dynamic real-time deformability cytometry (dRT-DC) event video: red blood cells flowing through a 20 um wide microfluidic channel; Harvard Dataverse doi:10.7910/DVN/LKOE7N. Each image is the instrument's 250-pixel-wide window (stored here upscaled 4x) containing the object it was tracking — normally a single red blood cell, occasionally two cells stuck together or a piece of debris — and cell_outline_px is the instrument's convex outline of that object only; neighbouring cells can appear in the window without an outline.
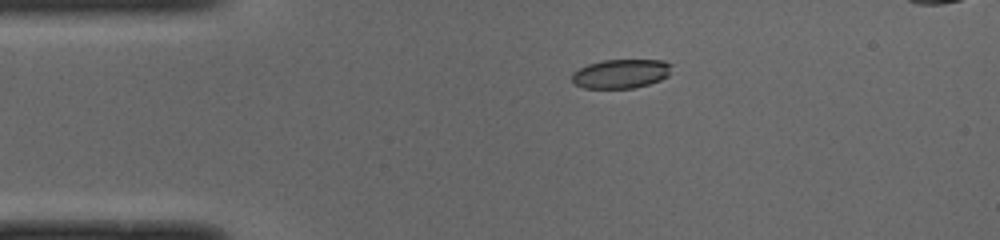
{"species": "common noctule bat (a hibernating species)", "species_latin": "Nyctalus noctula", "temperature_condition": "cold", "stored_images_in_passage": 40, "camera_frame_rate_fps": 3000, "um_per_image_px": 0.085, "animal": {"sex": "male", "body_mass_g": 19.0, "forearm_length_mm": 50.8}, "frame": {"image": 1, "passage_image": 1, "time_ms": 0.0, "image_size_px": [1000, 240], "cell_outline_px": [[672, 64], [668, 76], [660, 80], [648, 84], [632, 88], [584, 88], [576, 84], [572, 80], [572, 72], [588, 64], [604, 60], [664, 60]], "centroid_in_image_um": [52.79, 6.26], "position_along_channel_um": 32.2, "area_um2": 16.82}}
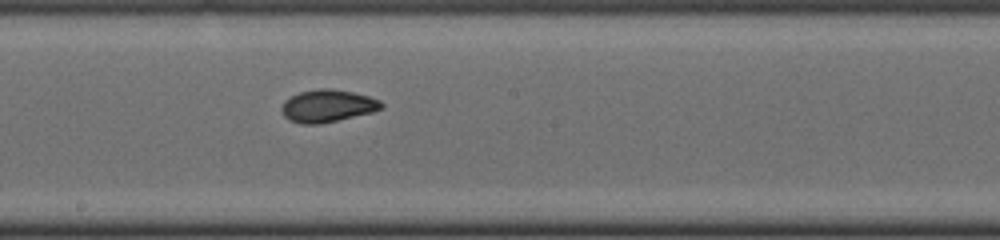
{"frame": {"image": 2, "passage_image": 18, "time_ms": 5.667, "image_size_px": [1000, 240], "cell_outline_px": [[384, 108], [372, 112], [320, 124], [300, 124], [288, 120], [284, 116], [280, 108], [284, 100], [300, 92], [320, 88], [332, 88], [352, 92], [368, 96], [380, 100], [384, 104]], "centroid_in_image_um": [27.83, 9.0], "position_along_channel_um": 220.4, "area_um2": 18.96}}
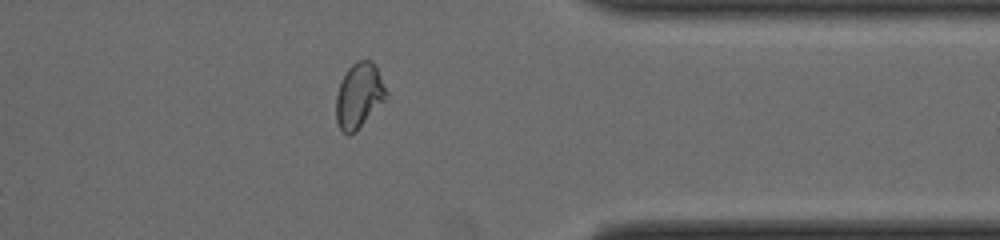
{"frame": {"image": 3, "passage_image": 31, "time_ms": 10.0, "image_size_px": [1000, 240], "cell_outline_px": [[388, 96], [356, 132], [348, 136], [340, 128], [336, 120], [336, 96], [340, 84], [348, 68], [356, 60], [372, 60], [388, 92]], "centroid_in_image_um": [30.52, 8.14], "position_along_channel_um": 380.9, "area_um2": 18.9}, "authors_computed_cell_mechanics": {"area_um2": 18.4382, "velocity_mm_per_s": 3.989, "shape_relaxation_time_tau1_ms": 5.3743, "shape_relaxation_time_tau2_ms": 1.512, "deformation_change_tau1": 0.1377, "deformation_change_tau2": 0.0534}}